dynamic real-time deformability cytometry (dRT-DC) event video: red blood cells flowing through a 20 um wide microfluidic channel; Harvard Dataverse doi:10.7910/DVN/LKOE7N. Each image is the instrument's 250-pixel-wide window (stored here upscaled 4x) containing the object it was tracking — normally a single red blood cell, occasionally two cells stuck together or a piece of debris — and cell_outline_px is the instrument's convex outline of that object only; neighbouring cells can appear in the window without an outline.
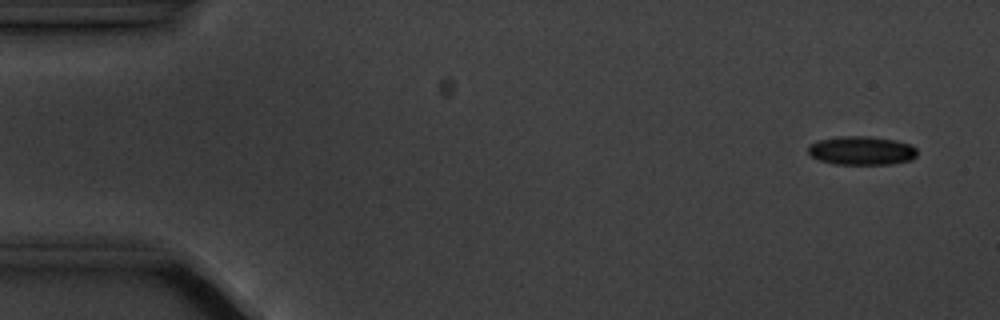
{"species": "common noctule bat (a hibernating species)", "species_latin": "Nyctalus noctula", "temperature_condition": "cold", "stored_images_in_passage": 5, "camera_frame_rate_fps": 3000, "um_per_image_px": 0.085, "animal": {"sex": "male", "body_mass_g": 20.1, "forearm_length_mm": 53.5}, "frame": {"image": 1, "passage_image": 1, "time_ms": 0.0, "image_size_px": [1000, 320], "cell_outline_px": [[916, 156], [912, 160], [892, 164], [836, 164], [820, 160], [812, 156], [808, 152], [808, 148], [812, 144], [820, 140], [840, 136], [868, 136], [896, 140], [912, 144], [916, 148]], "centroid_in_image_um": [73.29, 12.8], "position_along_channel_um": 11.7, "area_um2": 18.21}}